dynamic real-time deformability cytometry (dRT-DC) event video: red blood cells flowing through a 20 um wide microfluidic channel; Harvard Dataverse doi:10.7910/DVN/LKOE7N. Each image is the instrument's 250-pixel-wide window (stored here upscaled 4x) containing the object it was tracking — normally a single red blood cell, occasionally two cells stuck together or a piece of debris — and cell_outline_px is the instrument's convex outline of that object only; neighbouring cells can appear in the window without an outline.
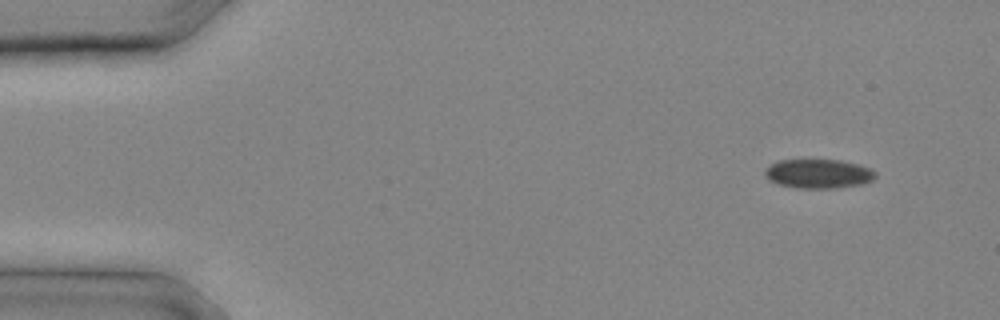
{"species": "common noctule bat (a hibernating species)", "species_latin": "Nyctalus noctula", "temperature_condition": "cold", "stored_images_in_passage": 7, "camera_frame_rate_fps": 3000, "um_per_image_px": 0.085, "animal": {"sex": "male", "body_mass_g": 20.4}, "frame": {"image": 1, "passage_image": 1, "time_ms": 0.0, "image_size_px": [1000, 320], "cell_outline_px": [[876, 176], [872, 180], [860, 184], [836, 188], [796, 188], [780, 184], [768, 180], [764, 176], [764, 168], [780, 160], [840, 160], [856, 164], [868, 168], [876, 172]], "centroid_in_image_um": [69.52, 14.77], "position_along_channel_um": 15.5, "area_um2": 18.67}}
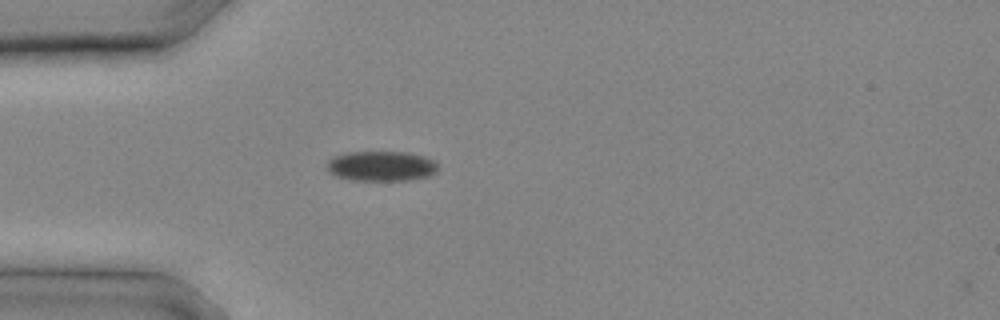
{"frame": {"image": 2, "passage_image": 6, "time_ms": 1.667, "image_size_px": [1000, 320], "cell_outline_px": [[436, 172], [428, 176], [408, 180], [352, 180], [336, 176], [328, 168], [328, 160], [332, 156], [344, 152], [408, 152], [424, 156], [432, 160], [436, 164]], "centroid_in_image_um": [32.39, 14.1], "position_along_channel_um": 52.6, "area_um2": 19.31}}